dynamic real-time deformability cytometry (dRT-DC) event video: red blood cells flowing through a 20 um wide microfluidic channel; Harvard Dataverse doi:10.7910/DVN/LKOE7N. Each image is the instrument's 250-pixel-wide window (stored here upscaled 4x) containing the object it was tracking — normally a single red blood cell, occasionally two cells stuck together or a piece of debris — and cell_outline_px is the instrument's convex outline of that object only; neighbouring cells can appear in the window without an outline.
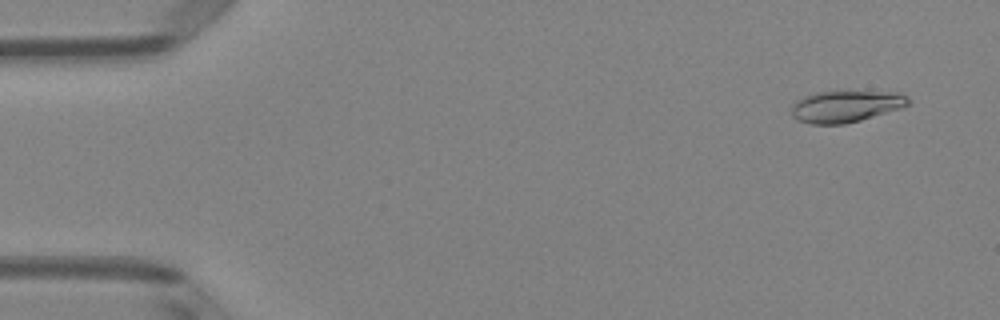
{"species": "Egyptian fruit bat (a non-hibernating species)", "species_latin": "Rousettus aegyptiacus", "temperature_condition": "room temperature", "stored_images_in_passage": 49, "camera_frame_rate_fps": 3000, "um_per_image_px": 0.085, "animal": {"sex": "female"}, "frame": {"image": 1, "passage_image": 3, "time_ms": 0.667, "image_size_px": [1000, 320], "cell_outline_px": [[908, 104], [900, 108], [860, 120], [844, 124], [808, 124], [792, 116], [792, 104], [796, 100], [804, 96], [816, 92], [900, 92], [908, 96]], "centroid_in_image_um": [71.86, 9.04], "position_along_channel_um": 13.1, "area_um2": 21.27}}
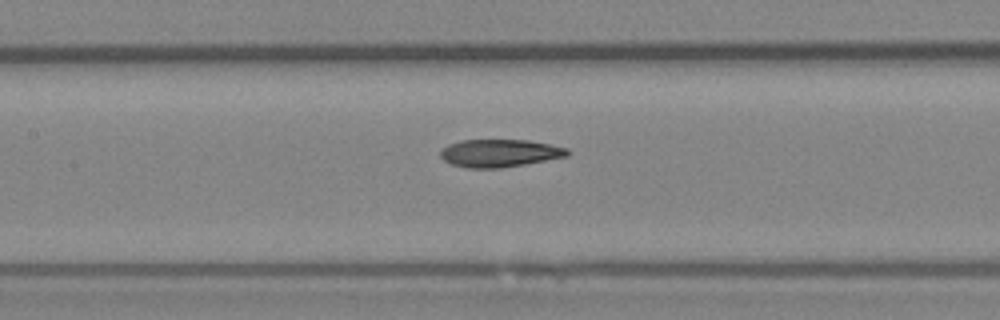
{"frame": {"image": 2, "passage_image": 23, "time_ms": 7.333, "image_size_px": [1000, 320], "cell_outline_px": [[568, 156], [524, 164], [500, 168], [468, 168], [452, 164], [444, 160], [440, 156], [440, 152], [448, 144], [460, 140], [528, 140], [568, 148]], "centroid_in_image_um": [42.45, 13.01], "position_along_channel_um": 165.0, "area_um2": 20.35}}
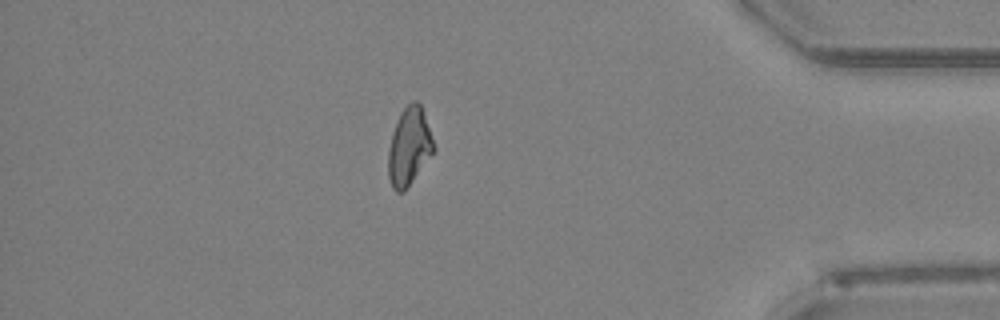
{"frame": {"image": 3, "passage_image": 43, "time_ms": 14.0, "image_size_px": [1000, 320], "cell_outline_px": [[436, 148], [404, 192], [396, 192], [392, 188], [388, 176], [388, 152], [392, 132], [400, 112], [412, 100], [416, 100], [420, 104]], "centroid_in_image_um": [34.76, 12.47], "position_along_channel_um": 400.4, "area_um2": 20.4}, "authors_computed_cell_mechanics": {"area_um2": 20.9236, "velocity_mm_per_s": 4.0751, "shape_relaxation_time_tau1_ms": null, "shape_relaxation_time_tau2_ms": 2.6317, "deformation_change_tau1": null, "deformation_change_tau2": 0.0881}}